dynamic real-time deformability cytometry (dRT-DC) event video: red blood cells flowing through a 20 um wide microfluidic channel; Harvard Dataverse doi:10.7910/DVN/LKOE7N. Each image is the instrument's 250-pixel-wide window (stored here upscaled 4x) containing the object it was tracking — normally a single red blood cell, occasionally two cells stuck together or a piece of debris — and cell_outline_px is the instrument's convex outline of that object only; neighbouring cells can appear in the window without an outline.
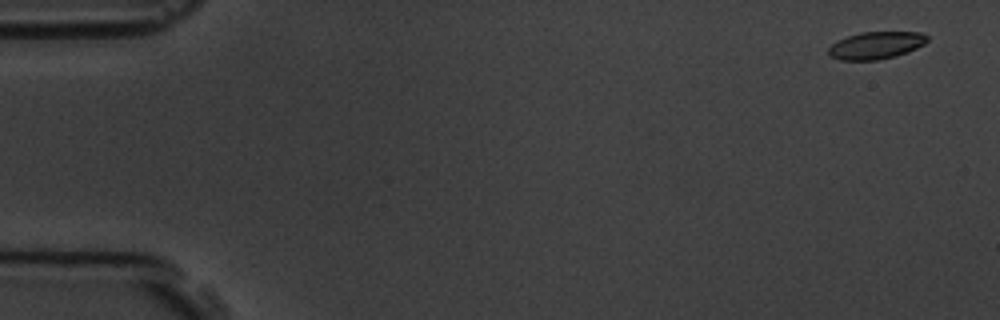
{"species": "common noctule bat (a hibernating species)", "species_latin": "Nyctalus noctula", "temperature_condition": "room temperature", "stored_images_in_passage": 5, "camera_frame_rate_fps": 3000, "um_per_image_px": 0.085, "animal": {"sex": "male", "body_mass_g": 19.5, "forearm_length_mm": 54.6}, "frame": {"image": 1, "passage_image": 1, "time_ms": 0.0, "image_size_px": [1000, 320], "cell_outline_px": [[928, 40], [924, 44], [916, 48], [896, 56], [876, 60], [840, 60], [828, 56], [828, 48], [836, 40], [860, 32], [920, 32], [928, 36]], "centroid_in_image_um": [74.42, 3.85], "position_along_channel_um": 10.6, "area_um2": 15.78}}
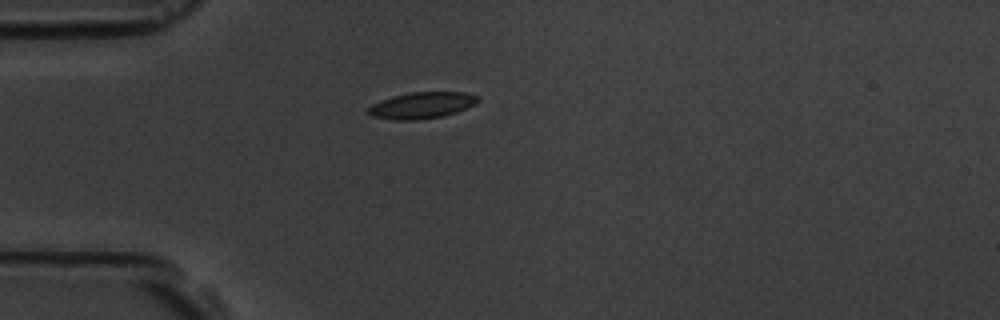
{"frame": {"image": 2, "passage_image": 5, "time_ms": 4.333, "image_size_px": [1000, 320], "cell_outline_px": [[480, 100], [476, 104], [468, 108], [444, 116], [416, 120], [396, 120], [372, 116], [368, 112], [368, 108], [372, 104], [392, 96], [408, 92], [464, 92], [480, 96]], "centroid_in_image_um": [35.9, 8.94], "position_along_channel_um": 49.1, "area_um2": 16.99}}